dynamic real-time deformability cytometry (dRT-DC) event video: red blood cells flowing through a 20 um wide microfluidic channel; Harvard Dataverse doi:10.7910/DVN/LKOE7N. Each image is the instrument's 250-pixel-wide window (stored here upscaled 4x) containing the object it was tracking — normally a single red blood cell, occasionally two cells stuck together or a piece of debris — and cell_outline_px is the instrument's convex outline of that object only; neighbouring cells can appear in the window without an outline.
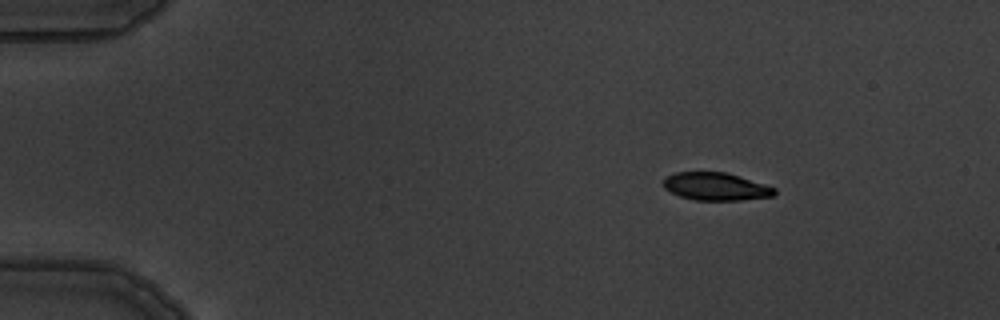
{"species": "common noctule bat (a hibernating species)", "species_latin": "Nyctalus noctula", "temperature_condition": "warm", "stored_images_in_passage": 7, "camera_frame_rate_fps": 3000, "um_per_image_px": 0.085, "animal": {"sex": "male", "body_mass_g": 19.5, "forearm_length_mm": 54.6}, "frame": {"image": 1, "passage_image": 2, "time_ms": 1.0, "image_size_px": [1000, 320], "cell_outline_px": [[776, 192], [772, 196], [740, 200], [696, 200], [680, 196], [664, 188], [664, 176], [676, 172], [724, 172], [740, 176], [776, 188]], "centroid_in_image_um": [60.83, 15.85], "position_along_channel_um": 24.2, "area_um2": 17.86}}